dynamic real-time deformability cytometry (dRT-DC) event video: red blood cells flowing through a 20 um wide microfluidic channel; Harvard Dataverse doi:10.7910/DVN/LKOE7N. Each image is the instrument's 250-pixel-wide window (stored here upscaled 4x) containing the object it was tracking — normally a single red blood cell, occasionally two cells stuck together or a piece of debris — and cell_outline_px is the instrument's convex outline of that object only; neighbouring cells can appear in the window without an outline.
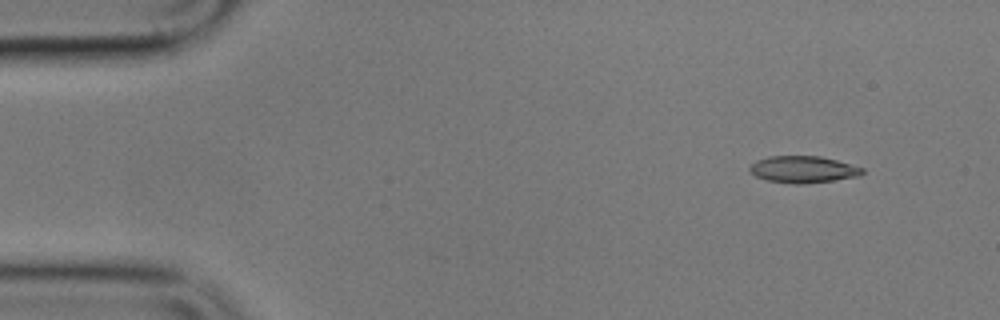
{"species": "common noctule bat (a hibernating species)", "species_latin": "Nyctalus noctula", "temperature_condition": "cold", "stored_images_in_passage": 3, "camera_frame_rate_fps": 3000, "um_per_image_px": 0.085, "animal": {"sex": "male", "body_mass_g": 17.9}, "frame": {"image": 1, "passage_image": 1, "time_ms": 0.0, "image_size_px": [1000, 320], "cell_outline_px": [[864, 172], [860, 176], [804, 184], [796, 184], [768, 180], [756, 176], [748, 168], [756, 160], [768, 156], [820, 156], [836, 160], [864, 168]], "centroid_in_image_um": [68.28, 14.39], "position_along_channel_um": 16.7, "area_um2": 17.46}}